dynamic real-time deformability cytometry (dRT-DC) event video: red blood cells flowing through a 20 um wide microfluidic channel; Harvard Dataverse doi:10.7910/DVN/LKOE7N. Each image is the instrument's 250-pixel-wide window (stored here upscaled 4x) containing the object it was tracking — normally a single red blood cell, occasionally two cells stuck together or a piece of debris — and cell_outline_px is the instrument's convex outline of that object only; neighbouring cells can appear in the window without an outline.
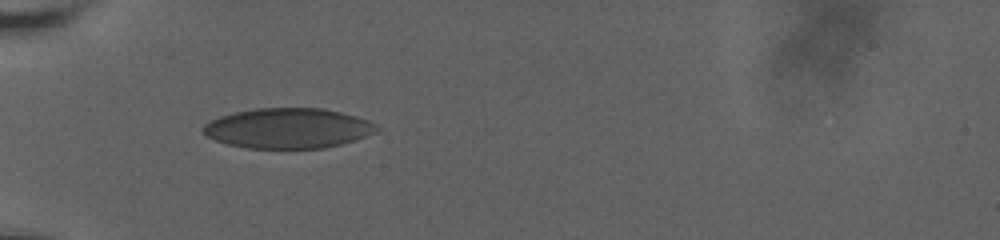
{"species": "human", "species_latin": "Homo sapiens", "temperature_condition": "room temperature", "stored_images_in_passage": 42, "camera_frame_rate_fps": 3000, "um_per_image_px": 0.085, "donor": {"sex": "male"}, "frame": {"image": 1, "passage_image": 1, "time_ms": 0.0, "image_size_px": [1000, 240], "cell_outline_px": [[380, 128], [376, 132], [340, 144], [324, 148], [244, 148], [228, 144], [216, 140], [208, 136], [200, 128], [204, 124], [220, 116], [236, 112], [256, 108], [324, 108], [356, 116], [368, 120], [376, 124]], "centroid_in_image_um": [24.48, 10.89], "position_along_channel_um": 60.5, "area_um2": 40.4}}
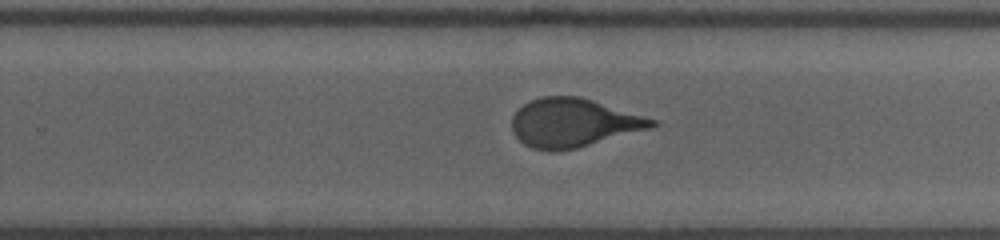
{"frame": {"image": 2, "passage_image": 21, "time_ms": 6.333, "image_size_px": [1000, 240], "cell_outline_px": [[660, 124], [648, 128], [576, 148], [556, 152], [548, 152], [532, 148], [524, 144], [512, 132], [512, 116], [524, 104], [540, 96], [580, 96], [644, 116], [656, 120]], "centroid_in_image_um": [48.68, 10.44], "position_along_channel_um": 281.1, "area_um2": 39.3}}
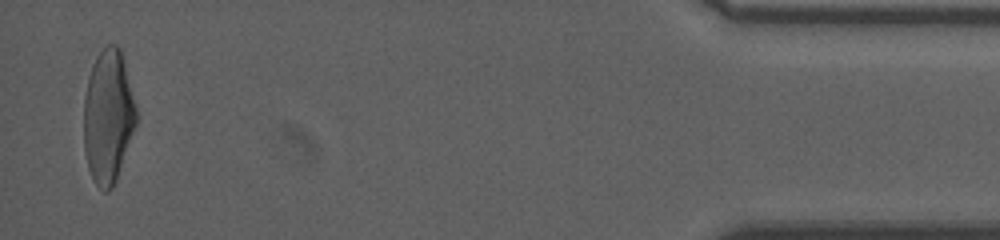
{"frame": {"image": 3, "passage_image": 42, "time_ms": 12.333, "image_size_px": [1000, 240], "cell_outline_px": [[136, 124], [116, 180], [112, 188], [108, 192], [104, 192], [96, 184], [88, 168], [84, 148], [84, 96], [88, 76], [92, 64], [96, 56], [108, 44], [116, 44], [120, 48], [136, 108]], "centroid_in_image_um": [9.17, 9.91], "position_along_channel_um": 426.0, "area_um2": 40.46}, "authors_computed_cell_mechanics": {"area_um2": 39.9398, "velocity_mm_per_s": 3.6583, "shape_relaxation_time_tau1_ms": 7.0708, "shape_relaxation_time_tau2_ms": null, "deformation_change_tau1": 0.1891, "deformation_change_tau2": null}}